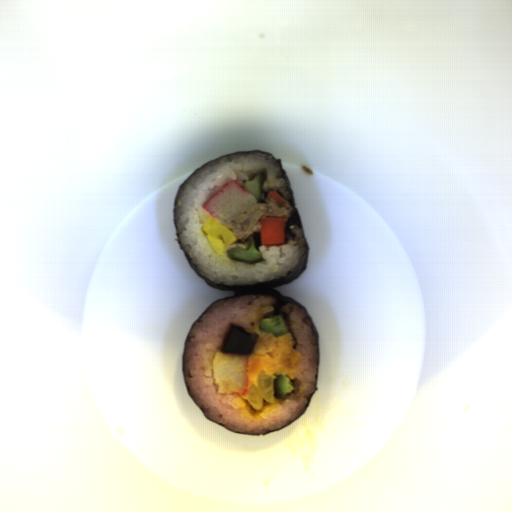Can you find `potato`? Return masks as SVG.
<instances>
[{
  "label": "potato",
  "instance_id": "2",
  "mask_svg": "<svg viewBox=\"0 0 512 512\" xmlns=\"http://www.w3.org/2000/svg\"><path fill=\"white\" fill-rule=\"evenodd\" d=\"M275 381L273 375L261 371L257 377L256 385H251L247 388L246 394L242 395L244 400L256 411L261 409L263 400L273 405Z\"/></svg>",
  "mask_w": 512,
  "mask_h": 512
},
{
  "label": "potato",
  "instance_id": "1",
  "mask_svg": "<svg viewBox=\"0 0 512 512\" xmlns=\"http://www.w3.org/2000/svg\"><path fill=\"white\" fill-rule=\"evenodd\" d=\"M257 340L256 334L248 332L245 326L230 324L221 345L222 352L250 355Z\"/></svg>",
  "mask_w": 512,
  "mask_h": 512
}]
</instances>
